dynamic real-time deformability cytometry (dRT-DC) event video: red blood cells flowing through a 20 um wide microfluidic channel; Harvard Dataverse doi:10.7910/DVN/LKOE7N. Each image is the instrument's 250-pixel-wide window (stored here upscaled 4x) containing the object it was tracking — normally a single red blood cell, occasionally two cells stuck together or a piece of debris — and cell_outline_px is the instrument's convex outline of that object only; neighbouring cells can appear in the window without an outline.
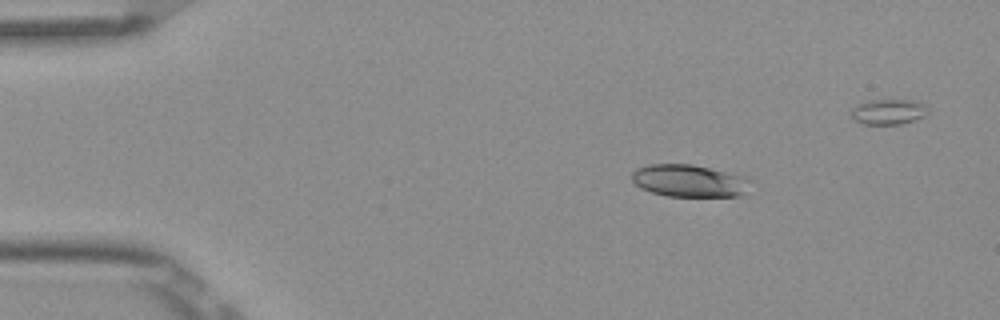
{"species": "Egyptian fruit bat (a non-hibernating species)", "species_latin": "Rousettus aegyptiacus", "temperature_condition": "room temperature", "stored_images_in_passage": 5, "segment_of_instrument_passage": [1, 2], "camera_frame_rate_fps": 3000, "um_per_image_px": 0.085, "frame": {"image": 1, "passage_image": 2, "time_ms": 0.333, "image_size_px": [1000, 320], "cell_outline_px": [[756, 180], [740, 196], [668, 196], [652, 192], [640, 188], [632, 180], [632, 172], [636, 168], [648, 164], [692, 164], [748, 176]], "centroid_in_image_um": [58.65, 15.35], "position_along_channel_um": 26.4, "area_um2": 22.72}}